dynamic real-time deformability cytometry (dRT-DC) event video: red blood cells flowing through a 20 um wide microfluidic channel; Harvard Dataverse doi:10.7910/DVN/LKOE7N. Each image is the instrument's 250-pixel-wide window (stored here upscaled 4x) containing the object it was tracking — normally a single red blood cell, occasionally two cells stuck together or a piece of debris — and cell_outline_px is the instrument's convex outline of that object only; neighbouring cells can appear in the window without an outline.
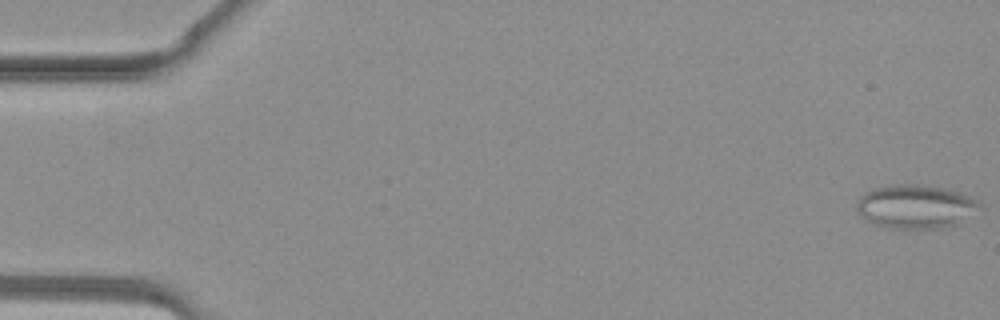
{"species": "common noctule bat (a hibernating species)", "species_latin": "Nyctalus noctula", "temperature_condition": "warm", "stored_images_in_passage": 35, "camera_frame_rate_fps": 3000, "um_per_image_px": 0.085, "animal": {"sex": "female", "body_mass_g": 19.3, "forearm_length_mm": 54.1}, "frame": {"image": 1, "passage_image": 1, "time_ms": 0.0, "image_size_px": [1000, 320], "cell_outline_px": [[984, 208], [960, 224], [940, 228], [888, 228], [876, 224], [860, 216], [856, 212], [856, 204], [860, 196], [872, 188], [896, 184], [916, 184], [944, 188], [960, 192], [980, 200]], "centroid_in_image_um": [77.89, 17.56], "position_along_channel_um": 7.1, "area_um2": 31.91}}
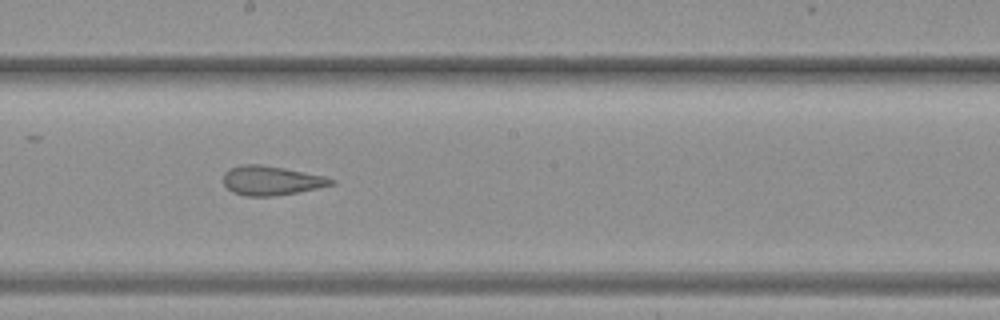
{"frame": {"image": 2, "passage_image": 22, "time_ms": 7.0, "image_size_px": [1000, 320], "cell_outline_px": [[336, 184], [276, 196], [244, 196], [232, 192], [224, 184], [224, 172], [228, 168], [240, 164], [260, 164], [284, 168], [324, 176], [336, 180]], "centroid_in_image_um": [23.03, 15.34], "position_along_channel_um": 225.2, "area_um2": 18.44}}
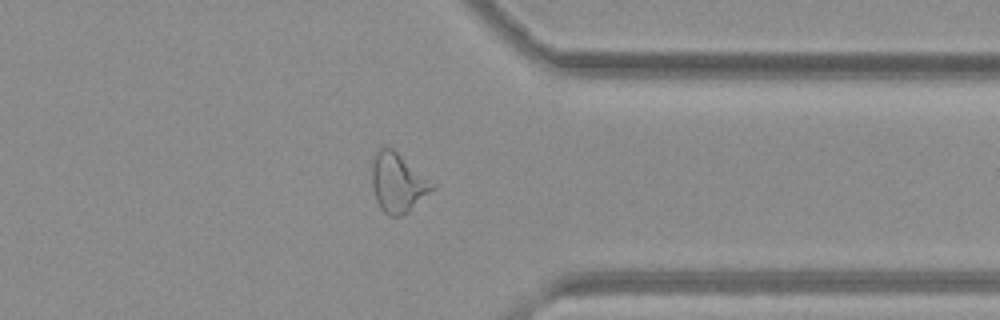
{"frame": {"image": 3, "passage_image": 31, "time_ms": 10.0, "image_size_px": [1000, 320], "cell_outline_px": [[436, 188], [408, 212], [400, 216], [388, 216], [380, 208], [376, 200], [372, 188], [372, 156], [384, 144], [392, 148], [436, 184]], "centroid_in_image_um": [33.81, 15.52], "position_along_channel_um": 377.6, "area_um2": 21.1}}